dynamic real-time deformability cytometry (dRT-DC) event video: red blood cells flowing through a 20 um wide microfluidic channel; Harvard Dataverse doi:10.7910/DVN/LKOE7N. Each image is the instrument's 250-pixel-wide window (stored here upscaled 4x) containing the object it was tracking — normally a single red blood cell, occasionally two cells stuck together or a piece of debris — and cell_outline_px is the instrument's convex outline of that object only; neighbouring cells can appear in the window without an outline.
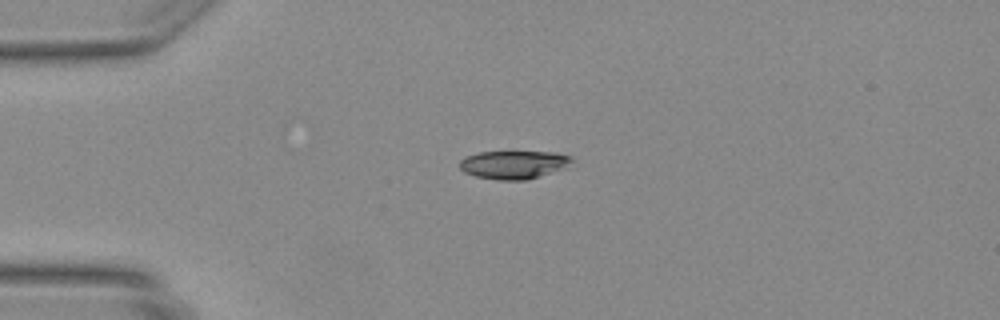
{"species": "Egyptian fruit bat (a non-hibernating species)", "species_latin": "Rousettus aegyptiacus", "temperature_condition": "warm", "stored_images_in_passage": 31, "camera_frame_rate_fps": 3000, "um_per_image_px": 0.085, "animal": {"sex": "female"}, "frame": {"image": 1, "passage_image": 1, "time_ms": 0.0, "image_size_px": [1000, 320], "cell_outline_px": [[572, 160], [564, 168], [524, 180], [500, 180], [476, 176], [464, 172], [460, 168], [460, 160], [468, 156], [480, 152], [556, 152], [572, 156]], "centroid_in_image_um": [43.66, 13.99], "position_along_channel_um": 41.3, "area_um2": 18.09}}
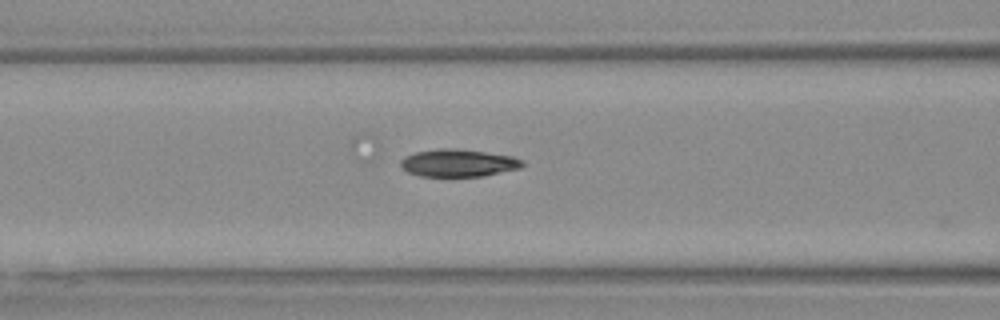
{"frame": {"image": 2, "passage_image": 9, "time_ms": 2.667, "image_size_px": [1000, 320], "cell_outline_px": [[524, 164], [520, 168], [484, 176], [420, 176], [408, 172], [400, 164], [400, 160], [404, 156], [416, 152], [484, 152], [512, 156], [520, 160]], "centroid_in_image_um": [38.98, 13.92], "position_along_channel_um": 127.6, "area_um2": 18.15}}
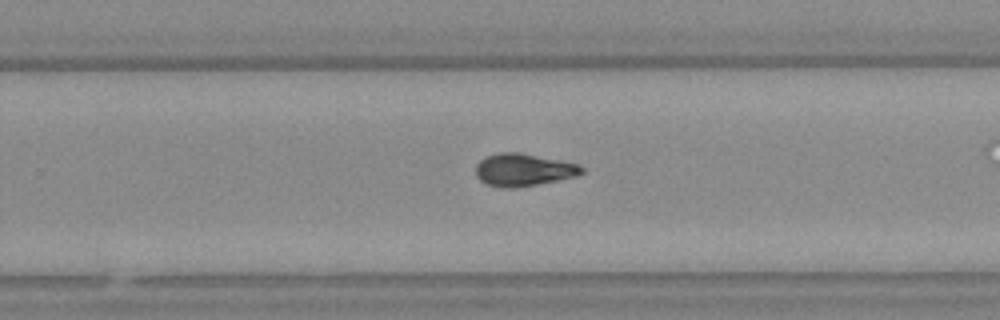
{"frame": {"image": 3, "passage_image": 20, "time_ms": 6.333, "image_size_px": [1000, 320], "cell_outline_px": [[584, 172], [576, 176], [536, 184], [508, 188], [504, 188], [488, 184], [480, 180], [476, 176], [476, 164], [484, 156], [496, 152], [520, 152], [576, 164], [584, 168]], "centroid_in_image_um": [44.43, 14.42], "position_along_channel_um": 285.4, "area_um2": 19.83}}